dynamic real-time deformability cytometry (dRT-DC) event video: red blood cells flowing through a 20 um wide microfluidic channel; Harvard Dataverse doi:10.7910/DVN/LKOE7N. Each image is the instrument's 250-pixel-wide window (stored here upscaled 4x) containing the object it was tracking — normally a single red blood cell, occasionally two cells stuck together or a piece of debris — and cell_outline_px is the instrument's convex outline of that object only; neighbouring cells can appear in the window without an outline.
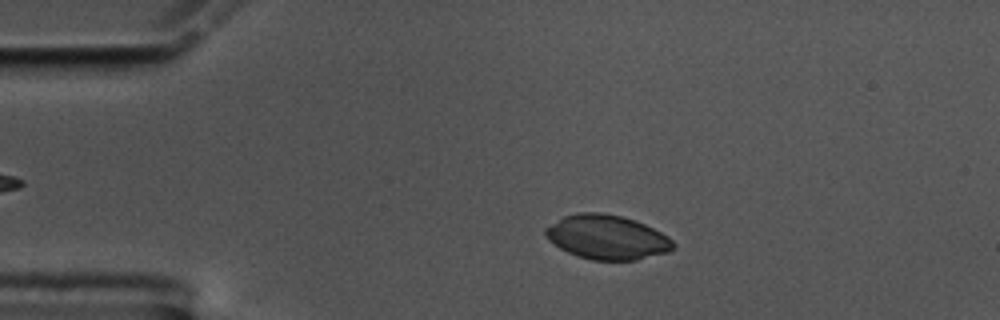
{"species": "common noctule bat (a hibernating species)", "species_latin": "Nyctalus noctula", "temperature_condition": "cold", "stored_images_in_passage": 55, "camera_frame_rate_fps": 3000, "um_per_image_px": 0.085, "animal": {"sex": "male", "body_mass_g": 17.5, "forearm_length_mm": 52.3}, "frame": {"image": 1, "passage_image": 9, "time_ms": 2.667, "image_size_px": [1000, 320], "cell_outline_px": [[676, 244], [668, 252], [636, 260], [592, 260], [576, 256], [560, 248], [548, 240], [544, 232], [544, 228], [564, 216], [580, 212], [604, 212], [636, 220], [668, 236]], "centroid_in_image_um": [51.58, 20.16], "position_along_channel_um": 33.4, "area_um2": 33.0}}
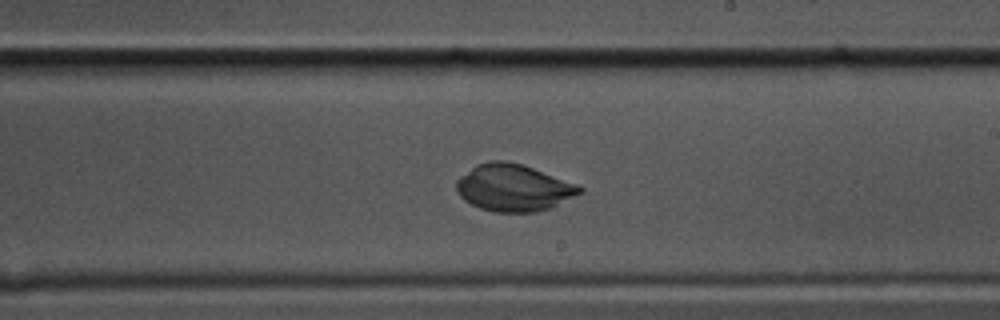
{"frame": {"image": 2, "passage_image": 31, "time_ms": 10.0, "image_size_px": [1000, 320], "cell_outline_px": [[584, 192], [552, 208], [536, 212], [492, 212], [480, 208], [464, 200], [460, 196], [456, 188], [456, 180], [460, 176], [476, 164], [488, 160], [504, 160], [524, 164], [576, 184], [584, 188]], "centroid_in_image_um": [43.66, 15.95], "position_along_channel_um": 245.3, "area_um2": 34.1}}
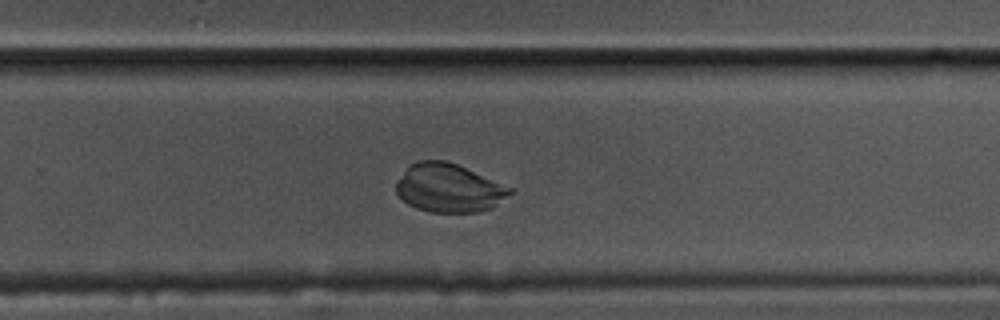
{"frame": {"image": 3, "passage_image": 35, "time_ms": 11.333, "image_size_px": [1000, 320], "cell_outline_px": [[512, 192], [492, 208], [480, 212], [428, 212], [416, 208], [408, 204], [396, 192], [396, 180], [412, 164], [420, 160], [444, 160], [456, 164], [512, 188]], "centroid_in_image_um": [38.13, 15.99], "position_along_channel_um": 291.7, "area_um2": 31.79}}